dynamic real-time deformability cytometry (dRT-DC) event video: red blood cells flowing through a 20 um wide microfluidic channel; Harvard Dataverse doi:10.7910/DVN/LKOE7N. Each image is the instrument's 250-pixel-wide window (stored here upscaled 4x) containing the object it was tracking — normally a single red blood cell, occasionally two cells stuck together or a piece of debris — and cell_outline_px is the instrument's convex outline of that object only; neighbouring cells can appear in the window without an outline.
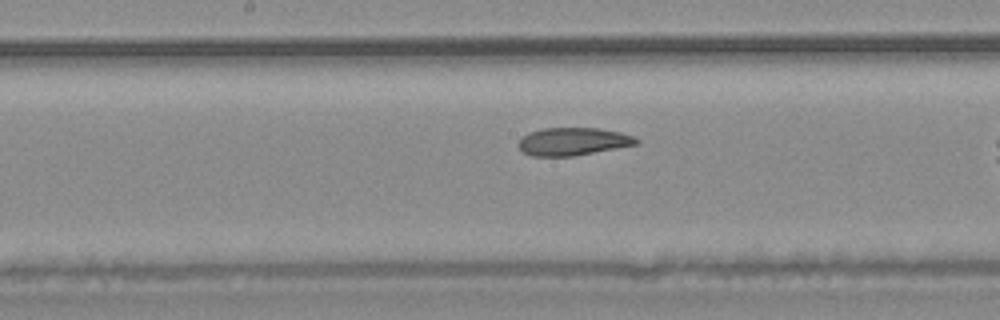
{"species": "common noctule bat (a hibernating species)", "species_latin": "Nyctalus noctula", "temperature_condition": "warm", "stored_images_in_passage": 30, "camera_frame_rate_fps": 3000, "um_per_image_px": 0.085, "animal": {"sex": "male", "body_mass_g": 20.4}, "frame": {"image": 1, "passage_image": 13, "time_ms": 4.0, "image_size_px": [1000, 320], "cell_outline_px": [[640, 144], [572, 156], [532, 156], [524, 152], [520, 148], [520, 140], [528, 132], [540, 128], [600, 128], [620, 132], [632, 136], [640, 140]], "centroid_in_image_um": [48.74, 12.02], "position_along_channel_um": 199.5, "area_um2": 19.02}}